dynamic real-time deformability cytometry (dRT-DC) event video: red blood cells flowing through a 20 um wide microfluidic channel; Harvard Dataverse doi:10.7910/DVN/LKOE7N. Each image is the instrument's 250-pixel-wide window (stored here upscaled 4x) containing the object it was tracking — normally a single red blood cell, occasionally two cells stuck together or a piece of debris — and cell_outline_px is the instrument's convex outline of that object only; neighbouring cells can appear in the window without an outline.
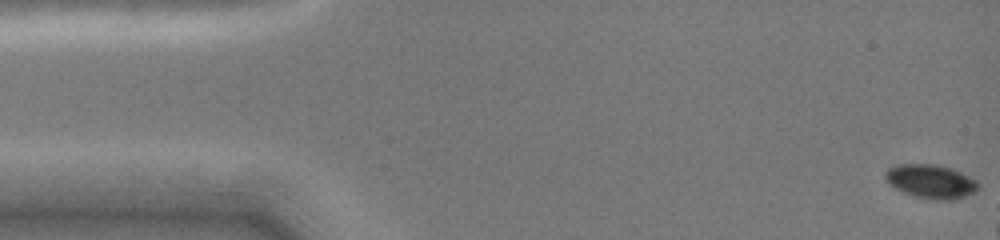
{"species": "common noctule bat (a hibernating species)", "species_latin": "Nyctalus noctula", "temperature_condition": "cold", "stored_images_in_passage": 7, "camera_frame_rate_fps": 3000, "um_per_image_px": 0.085, "animal": {"sex": "female", "body_mass_g": 19.0, "forearm_length_mm": 51.5}, "frame": {"image": 1, "passage_image": 1, "time_ms": 0.0, "image_size_px": [1000, 240], "cell_outline_px": [[980, 188], [976, 192], [956, 200], [932, 200], [916, 196], [904, 192], [896, 188], [884, 176], [884, 172], [888, 168], [896, 164], [936, 164], [952, 168], [976, 180], [980, 184]], "centroid_in_image_um": [79.18, 15.42], "position_along_channel_um": 5.8, "area_um2": 18.44}}